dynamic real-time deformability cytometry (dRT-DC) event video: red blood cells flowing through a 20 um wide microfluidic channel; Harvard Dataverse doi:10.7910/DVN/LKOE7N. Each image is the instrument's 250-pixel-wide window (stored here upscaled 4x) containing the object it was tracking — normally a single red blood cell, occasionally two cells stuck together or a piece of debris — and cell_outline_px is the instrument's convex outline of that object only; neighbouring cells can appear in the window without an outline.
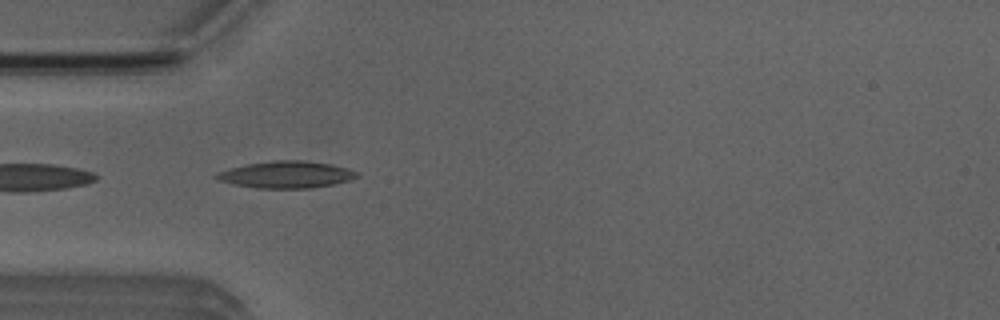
{"species": "Egyptian fruit bat (a non-hibernating species)", "species_latin": "Rousettus aegyptiacus", "temperature_condition": "room temperature", "stored_images_in_passage": 40, "camera_frame_rate_fps": 3000, "um_per_image_px": 0.085, "animal": {"sex": "male"}, "frame": {"image": 1, "passage_image": 3, "time_ms": 0.667, "image_size_px": [1000, 320], "cell_outline_px": [[360, 176], [348, 180], [332, 184], [312, 188], [256, 188], [236, 184], [220, 180], [216, 176], [216, 172], [248, 164], [272, 160], [304, 160], [328, 164], [348, 168], [356, 172]], "centroid_in_image_um": [24.36, 14.83], "position_along_channel_um": 60.6, "area_um2": 21.62}}
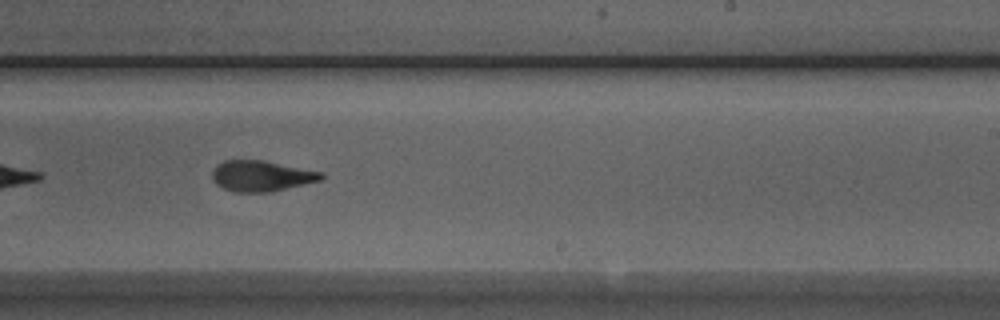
{"frame": {"image": 2, "passage_image": 19, "time_ms": 6.0, "image_size_px": [1000, 320], "cell_outline_px": [[324, 176], [320, 180], [272, 192], [236, 192], [224, 188], [216, 184], [212, 180], [212, 172], [216, 164], [224, 160], [264, 160], [324, 172]], "centroid_in_image_um": [22.21, 14.95], "position_along_channel_um": 266.8, "area_um2": 19.65}}
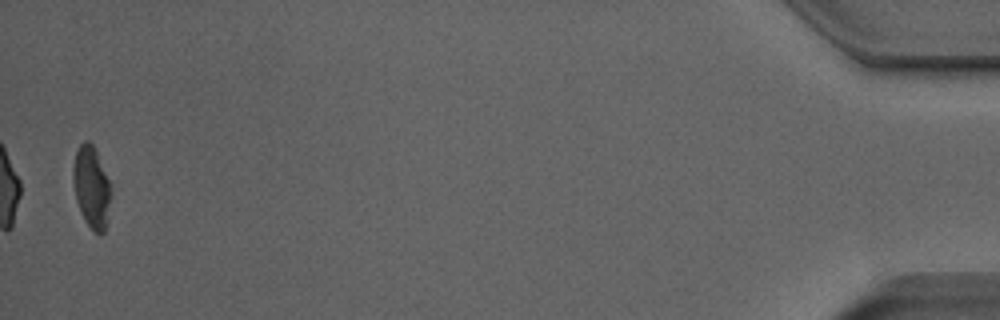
{"frame": {"image": 3, "passage_image": 39, "time_ms": 12.667, "image_size_px": [1000, 320], "cell_outline_px": [[112, 192], [104, 232], [100, 236], [92, 232], [84, 220], [76, 200], [72, 180], [72, 168], [76, 152], [80, 144], [84, 140], [88, 140], [92, 144], [96, 152], [108, 180]], "centroid_in_image_um": [7.75, 15.95], "position_along_channel_um": 427.4, "area_um2": 18.03}, "authors_computed_cell_mechanics": {"area_um2": 19.941, "velocity_mm_per_s": 3.8914, "shape_relaxation_time_tau1_ms": 3.7686, "shape_relaxation_time_tau2_ms": 3.1585, "deformation_change_tau1": 0.1727, "deformation_change_tau2": 0.119}}